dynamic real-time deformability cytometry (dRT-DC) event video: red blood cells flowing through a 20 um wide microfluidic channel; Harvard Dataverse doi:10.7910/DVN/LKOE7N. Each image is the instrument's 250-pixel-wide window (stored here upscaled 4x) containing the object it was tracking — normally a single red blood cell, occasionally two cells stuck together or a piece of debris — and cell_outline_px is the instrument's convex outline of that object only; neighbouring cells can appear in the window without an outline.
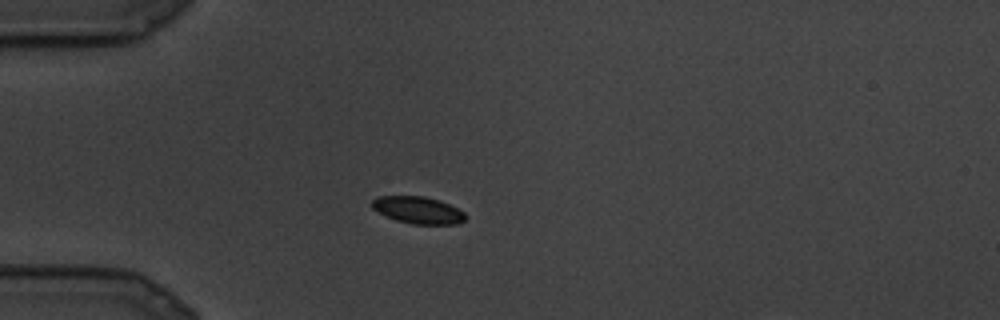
{"species": "common noctule bat (a hibernating species)", "species_latin": "Nyctalus noctula", "temperature_condition": "cold", "stored_images_in_passage": 20, "segment_of_instrument_passage": [1, 2], "camera_frame_rate_fps": 3000, "um_per_image_px": 0.085, "animal": {"sex": "male", "body_mass_g": 19.5, "forearm_length_mm": 54.6}, "frame": {"image": 1, "passage_image": 1, "time_ms": 0.0, "image_size_px": [1000, 320], "cell_outline_px": [[464, 220], [460, 224], [412, 224], [396, 220], [372, 208], [372, 200], [376, 196], [424, 196], [440, 200], [464, 212]], "centroid_in_image_um": [35.53, 17.85], "position_along_channel_um": 49.5, "area_um2": 14.57}}
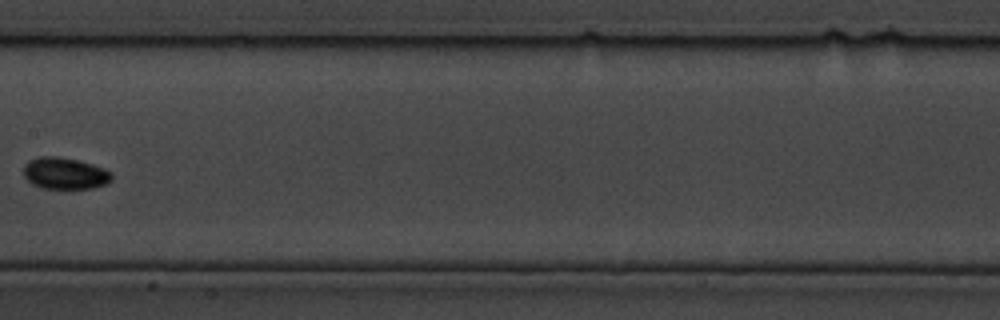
{"frame": {"image": 2, "passage_image": 8, "time_ms": 2.333, "image_size_px": [1000, 320], "cell_outline_px": [[112, 180], [104, 184], [92, 188], [44, 188], [32, 184], [24, 176], [24, 164], [28, 160], [40, 156], [60, 156], [92, 164], [104, 168], [112, 172]], "centroid_in_image_um": [5.5, 14.72], "position_along_channel_um": 201.9, "area_um2": 16.24}}
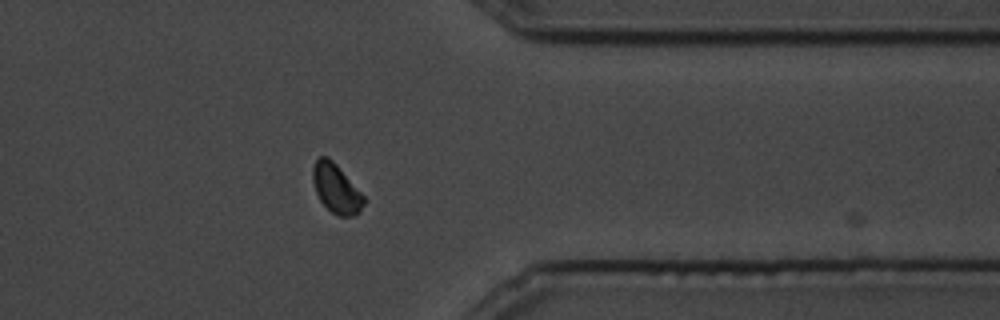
{"frame": {"image": 3, "passage_image": 15, "time_ms": 4.667, "image_size_px": [1000, 320], "cell_outline_px": [[364, 204], [356, 216], [340, 216], [332, 212], [320, 200], [316, 192], [312, 180], [312, 168], [316, 160], [320, 156], [328, 156], [336, 164], [364, 196]], "centroid_in_image_um": [28.56, 16.02], "position_along_channel_um": 382.8, "area_um2": 14.39}}